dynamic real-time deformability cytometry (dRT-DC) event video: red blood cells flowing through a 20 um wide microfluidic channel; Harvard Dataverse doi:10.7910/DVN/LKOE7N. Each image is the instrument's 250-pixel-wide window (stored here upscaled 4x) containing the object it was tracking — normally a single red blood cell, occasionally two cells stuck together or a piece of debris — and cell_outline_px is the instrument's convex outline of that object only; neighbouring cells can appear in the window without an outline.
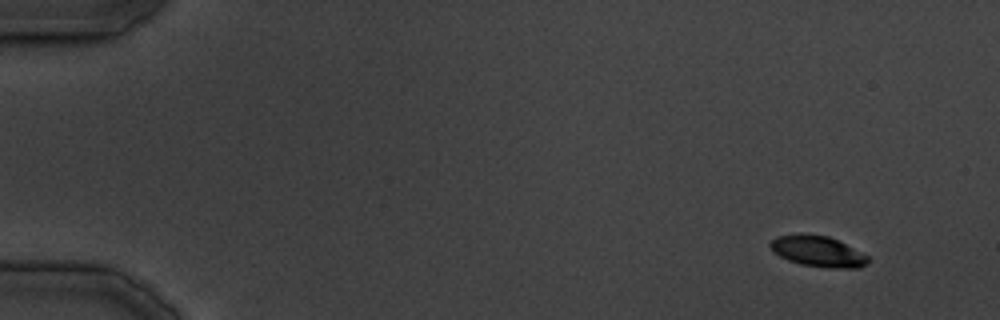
{"species": "common noctule bat (a hibernating species)", "species_latin": "Nyctalus noctula", "temperature_condition": "cold", "stored_images_in_passage": 11, "camera_frame_rate_fps": 3000, "um_per_image_px": 0.085, "animal": {"sex": "male", "body_mass_g": 19.5, "forearm_length_mm": 54.6}, "frame": {"image": 1, "passage_image": 2, "time_ms": 2.0, "image_size_px": [1000, 320], "cell_outline_px": [[868, 264], [860, 268], [828, 268], [800, 264], [788, 260], [772, 252], [768, 244], [776, 236], [800, 232], [804, 232], [828, 236], [868, 256]], "centroid_in_image_um": [69.46, 21.35], "position_along_channel_um": 15.5, "area_um2": 17.8}}